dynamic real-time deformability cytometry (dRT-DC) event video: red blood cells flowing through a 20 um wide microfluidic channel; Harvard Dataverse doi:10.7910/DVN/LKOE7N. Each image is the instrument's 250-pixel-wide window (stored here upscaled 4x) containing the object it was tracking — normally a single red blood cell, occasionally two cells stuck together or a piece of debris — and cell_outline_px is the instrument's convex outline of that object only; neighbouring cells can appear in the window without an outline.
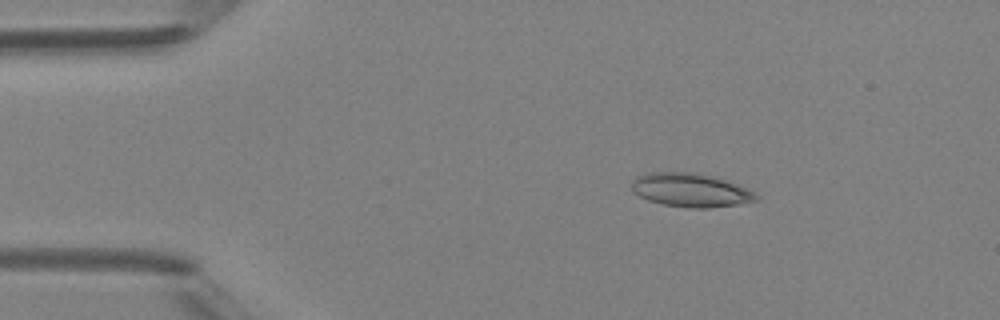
{"species": "Egyptian fruit bat (a non-hibernating species)", "species_latin": "Rousettus aegyptiacus", "temperature_condition": "room temperature", "stored_images_in_passage": 4, "camera_frame_rate_fps": 3000, "um_per_image_px": 0.085, "animal": {"sex": "female"}, "frame": {"image": 1, "passage_image": 3, "time_ms": 2.333, "image_size_px": [1000, 320], "cell_outline_px": [[760, 200], [740, 204], [708, 208], [692, 208], [664, 204], [648, 200], [632, 192], [632, 180], [636, 176], [648, 172], [700, 172], [716, 176], [728, 180], [756, 192], [760, 196]], "centroid_in_image_um": [58.75, 16.14], "position_along_channel_um": 26.2, "area_um2": 24.91}}